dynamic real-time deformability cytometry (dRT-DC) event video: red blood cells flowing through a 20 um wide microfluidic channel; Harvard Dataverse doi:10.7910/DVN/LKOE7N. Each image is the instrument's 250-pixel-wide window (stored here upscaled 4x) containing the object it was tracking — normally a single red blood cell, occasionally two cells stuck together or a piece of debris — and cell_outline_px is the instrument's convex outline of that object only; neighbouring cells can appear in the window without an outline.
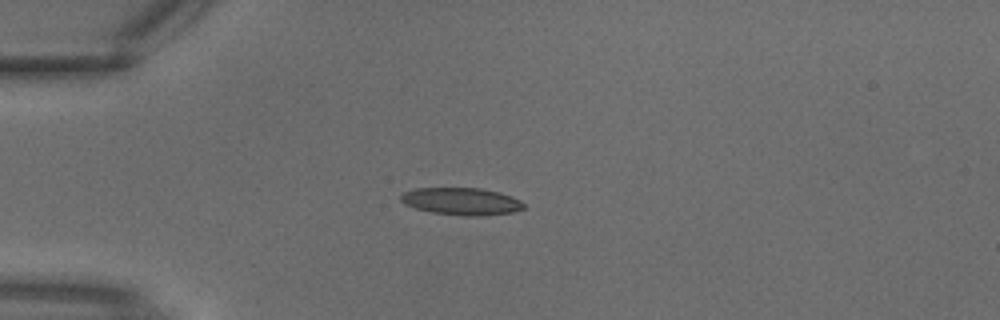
{"species": "common noctule bat (a hibernating species)", "species_latin": "Nyctalus noctula", "temperature_condition": "warm", "stored_images_in_passage": 2, "camera_frame_rate_fps": 3000, "um_per_image_px": 0.085, "animal": {"sex": "male", "body_mass_g": 18.8}, "frame": {"image": 1, "passage_image": 2, "time_ms": 0.333, "image_size_px": [1000, 320], "cell_outline_px": [[524, 208], [512, 212], [484, 216], [464, 216], [432, 212], [416, 208], [404, 204], [400, 200], [400, 196], [404, 192], [416, 188], [480, 188], [500, 192], [512, 196], [520, 200], [524, 204]], "centroid_in_image_um": [39.23, 17.11], "position_along_channel_um": 45.8, "area_um2": 19.59}}